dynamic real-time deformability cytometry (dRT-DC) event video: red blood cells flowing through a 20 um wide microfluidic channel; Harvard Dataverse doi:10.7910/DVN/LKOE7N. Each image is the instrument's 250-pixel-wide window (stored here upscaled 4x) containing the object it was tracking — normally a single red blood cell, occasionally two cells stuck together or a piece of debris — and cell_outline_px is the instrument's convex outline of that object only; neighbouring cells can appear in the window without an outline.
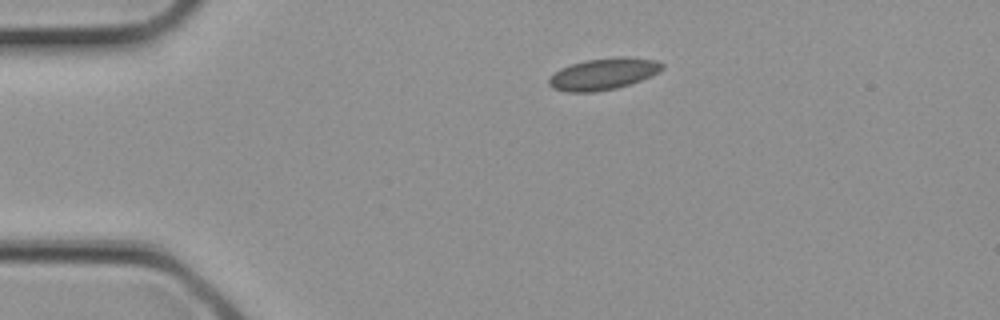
{"species": "common noctule bat (a hibernating species)", "species_latin": "Nyctalus noctula", "temperature_condition": "cold", "stored_images_in_passage": 1, "camera_frame_rate_fps": 3000, "um_per_image_px": 0.085, "animal": {"sex": "female", "body_mass_g": 21.9}, "frame": {"image": 1, "passage_image": 1, "time_ms": 0.0, "image_size_px": [1000, 320], "cell_outline_px": [[664, 68], [660, 72], [640, 80], [616, 88], [596, 92], [564, 92], [552, 88], [548, 84], [548, 80], [560, 68], [584, 60], [616, 56], [628, 56], [656, 60], [664, 64]], "centroid_in_image_um": [51.3, 6.27], "position_along_channel_um": 33.7, "area_um2": 21.04}}